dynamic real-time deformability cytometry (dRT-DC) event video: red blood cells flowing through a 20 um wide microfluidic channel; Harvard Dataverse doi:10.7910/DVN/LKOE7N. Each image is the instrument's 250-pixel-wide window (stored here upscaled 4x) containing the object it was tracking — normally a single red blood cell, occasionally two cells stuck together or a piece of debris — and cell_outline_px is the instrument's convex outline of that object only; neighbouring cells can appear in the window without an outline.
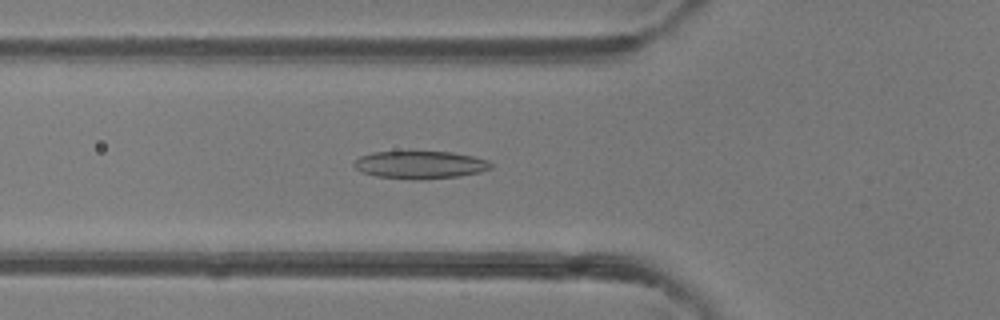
{"species": "common noctule bat (a hibernating species)", "species_latin": "Nyctalus noctula", "temperature_condition": "room temperature", "stored_images_in_passage": 42, "camera_frame_rate_fps": 3000, "um_per_image_px": 0.085, "animal": {"sex": "female"}, "frame": {"image": 1, "passage_image": 17, "time_ms": 5.333, "image_size_px": [1000, 320], "cell_outline_px": [[492, 168], [480, 172], [460, 176], [420, 180], [416, 180], [376, 176], [360, 172], [352, 164], [360, 156], [372, 152], [452, 152], [472, 156], [488, 160], [492, 164]], "centroid_in_image_um": [35.71, 14.02], "position_along_channel_um": 90.1, "area_um2": 22.14}}
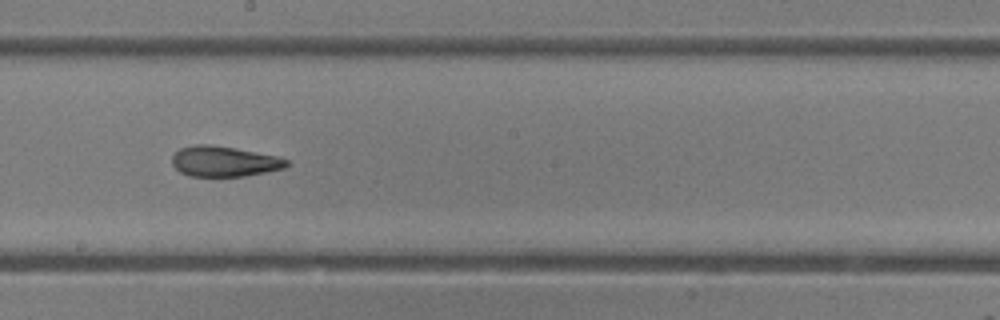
{"frame": {"image": 2, "passage_image": 27, "time_ms": 8.667, "image_size_px": [1000, 320], "cell_outline_px": [[288, 164], [284, 168], [244, 176], [188, 176], [180, 172], [172, 164], [172, 156], [180, 148], [196, 144], [212, 144], [236, 148], [280, 156], [288, 160]], "centroid_in_image_um": [19.05, 13.7], "position_along_channel_um": 229.2, "area_um2": 20.4}}
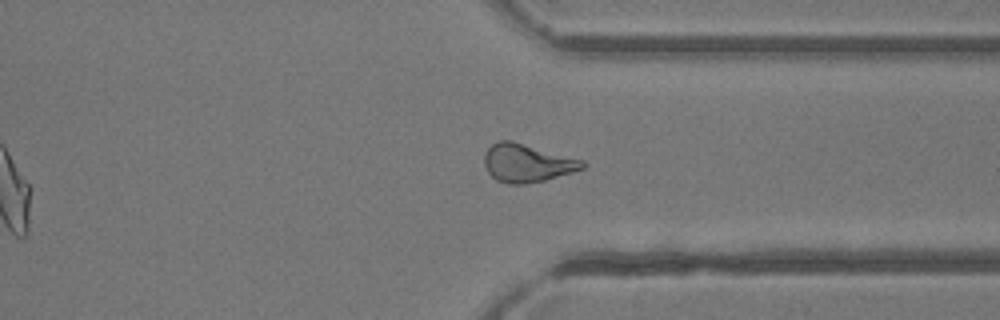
{"frame": {"image": 3, "passage_image": 37, "time_ms": 12.0, "image_size_px": [1000, 320], "cell_outline_px": [[588, 164], [584, 168], [572, 172], [544, 180], [524, 184], [508, 184], [496, 180], [488, 172], [484, 164], [484, 152], [496, 140], [512, 140], [584, 160]], "centroid_in_image_um": [44.79, 13.84], "position_along_channel_um": 366.6, "area_um2": 21.96}, "authors_computed_cell_mechanics": {"area_um2": 21.7039, "velocity_mm_per_s": 4.1436, "shape_relaxation_time_tau1_ms": null, "shape_relaxation_time_tau2_ms": 2.3161, "deformation_change_tau1": null, "deformation_change_tau2": 0.0991}}